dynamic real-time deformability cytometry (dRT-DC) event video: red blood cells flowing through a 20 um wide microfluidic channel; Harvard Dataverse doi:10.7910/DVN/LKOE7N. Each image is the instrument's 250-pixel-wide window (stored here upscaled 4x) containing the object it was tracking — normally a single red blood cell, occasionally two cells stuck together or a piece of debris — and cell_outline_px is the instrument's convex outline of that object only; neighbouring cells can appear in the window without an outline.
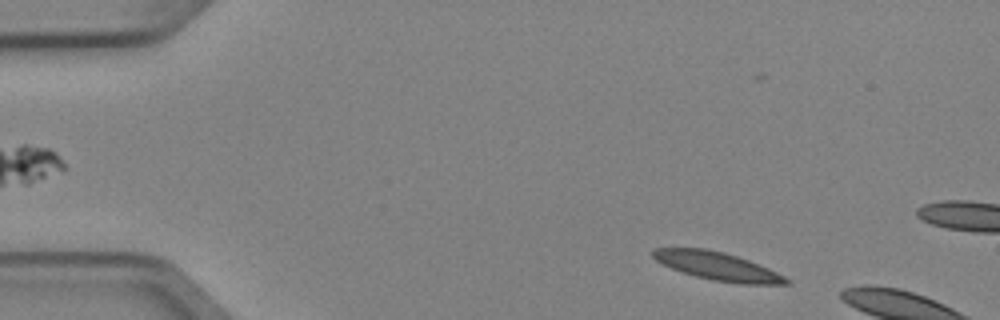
{"species": "Egyptian fruit bat (a non-hibernating species)", "species_latin": "Rousettus aegyptiacus", "temperature_condition": "cold", "stored_images_in_passage": 2, "camera_frame_rate_fps": 3000, "um_per_image_px": 0.085, "animal": {"sex": "female"}, "frame": {"image": 1, "passage_image": 1, "time_ms": 0.0, "image_size_px": [1000, 320], "cell_outline_px": [[792, 284], [740, 284], [712, 280], [696, 276], [672, 268], [656, 260], [652, 256], [652, 248], [704, 248], [724, 252], [748, 260], [768, 268], [792, 280]], "centroid_in_image_um": [61.02, 22.63], "position_along_channel_um": 24.0, "area_um2": 21.68}}